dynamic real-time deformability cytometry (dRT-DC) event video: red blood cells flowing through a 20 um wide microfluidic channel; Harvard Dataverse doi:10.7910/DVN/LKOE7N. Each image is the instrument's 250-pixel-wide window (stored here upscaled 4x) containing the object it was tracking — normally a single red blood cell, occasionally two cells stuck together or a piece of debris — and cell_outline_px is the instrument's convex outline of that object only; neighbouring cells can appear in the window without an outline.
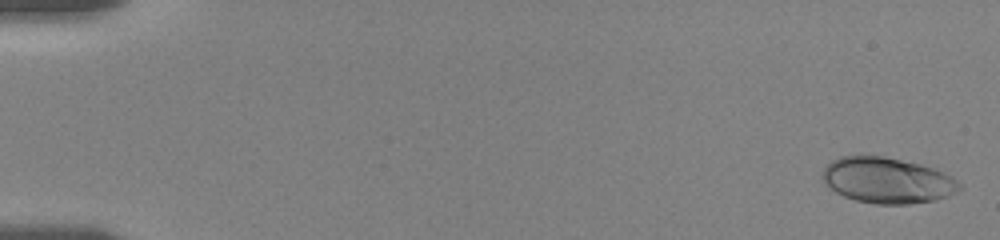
{"species": "human", "species_latin": "Homo sapiens", "temperature_condition": "room temperature", "stored_images_in_passage": 20, "camera_frame_rate_fps": 3000, "um_per_image_px": 0.085, "donor": {"sex": "female"}, "frame": {"image": 1, "passage_image": 2, "time_ms": 0.333, "image_size_px": [1000, 240], "cell_outline_px": [[964, 188], [948, 196], [936, 200], [908, 204], [876, 204], [856, 200], [844, 196], [836, 192], [820, 176], [824, 168], [832, 160], [840, 156], [860, 152], [884, 156], [920, 164], [936, 168], [952, 176]], "centroid_in_image_um": [75.42, 15.29], "position_along_channel_um": 9.6, "area_um2": 37.22}}
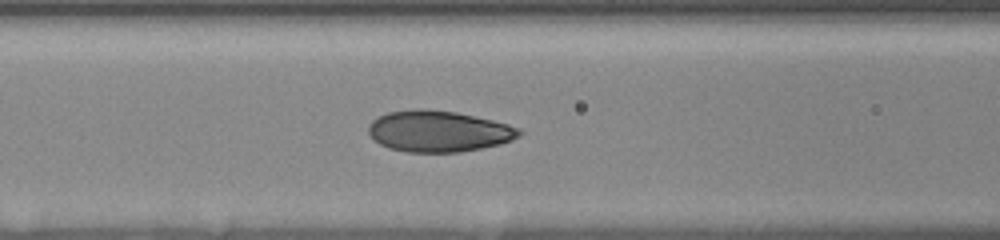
{"frame": {"image": 2, "passage_image": 15, "time_ms": 8.0, "image_size_px": [1000, 240], "cell_outline_px": [[524, 132], [520, 136], [512, 140], [500, 144], [460, 152], [408, 152], [388, 148], [380, 144], [368, 132], [368, 124], [376, 116], [388, 112], [412, 108], [424, 108], [456, 112], [492, 120], [508, 124], [520, 128]], "centroid_in_image_um": [37.27, 11.14], "position_along_channel_um": 129.3, "area_um2": 36.47}}
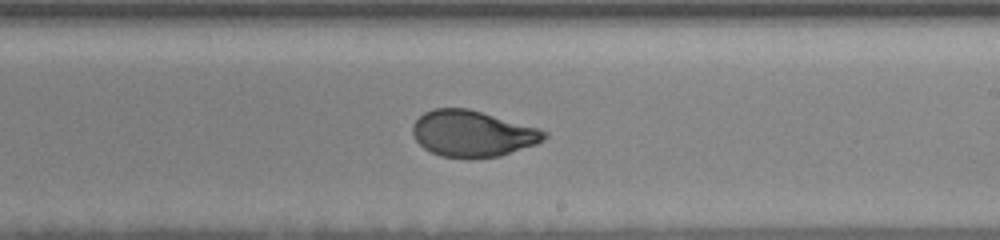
{"frame": {"image": 3, "passage_image": 20, "time_ms": 11.333, "image_size_px": [1000, 240], "cell_outline_px": [[548, 136], [544, 140], [536, 144], [500, 156], [464, 160], [440, 156], [424, 148], [416, 140], [412, 132], [412, 124], [424, 112], [432, 108], [468, 108], [536, 128], [548, 132]], "centroid_in_image_um": [40.13, 11.38], "position_along_channel_um": 248.9, "area_um2": 35.6}}